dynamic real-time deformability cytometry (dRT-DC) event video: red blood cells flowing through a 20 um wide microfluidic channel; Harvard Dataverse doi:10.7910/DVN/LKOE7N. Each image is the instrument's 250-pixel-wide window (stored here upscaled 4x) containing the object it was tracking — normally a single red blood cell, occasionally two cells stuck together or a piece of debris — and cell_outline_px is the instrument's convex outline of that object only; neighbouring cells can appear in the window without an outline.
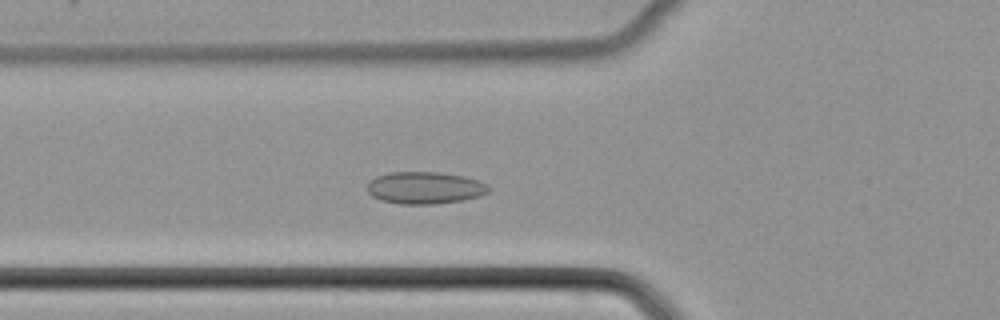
{"species": "common noctule bat (a hibernating species)", "species_latin": "Nyctalus noctula", "temperature_condition": "cold", "stored_images_in_passage": 47, "camera_frame_rate_fps": 3000, "um_per_image_px": 0.085, "animal": {"sex": "female", "body_mass_g": 22.7, "forearm_length_mm": 54.2}, "frame": {"image": 1, "passage_image": 15, "time_ms": 4.667, "image_size_px": [1000, 320], "cell_outline_px": [[488, 192], [480, 196], [460, 200], [436, 204], [400, 204], [380, 200], [372, 196], [368, 192], [368, 184], [376, 176], [388, 172], [440, 172], [464, 176], [488, 184]], "centroid_in_image_um": [36.1, 15.96], "position_along_channel_um": 89.7, "area_um2": 22.66}}
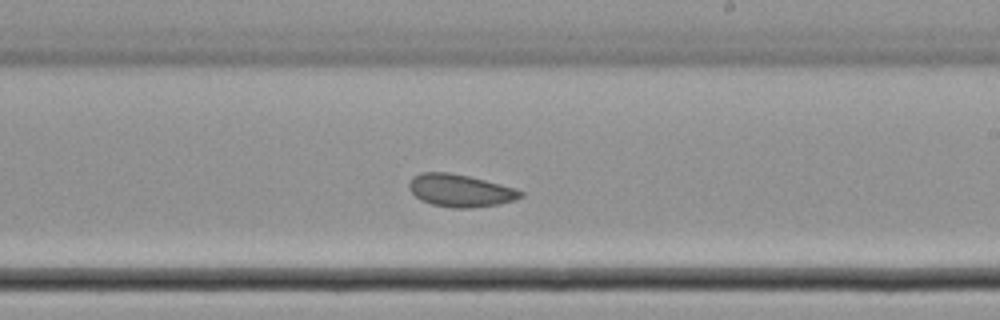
{"frame": {"image": 2, "passage_image": 27, "time_ms": 8.667, "image_size_px": [1000, 320], "cell_outline_px": [[524, 196], [512, 200], [496, 204], [468, 208], [452, 208], [432, 204], [420, 200], [408, 188], [408, 184], [412, 176], [420, 172], [448, 172], [468, 176], [516, 188], [524, 192]], "centroid_in_image_um": [39.08, 16.18], "position_along_channel_um": 249.9, "area_um2": 21.04}}
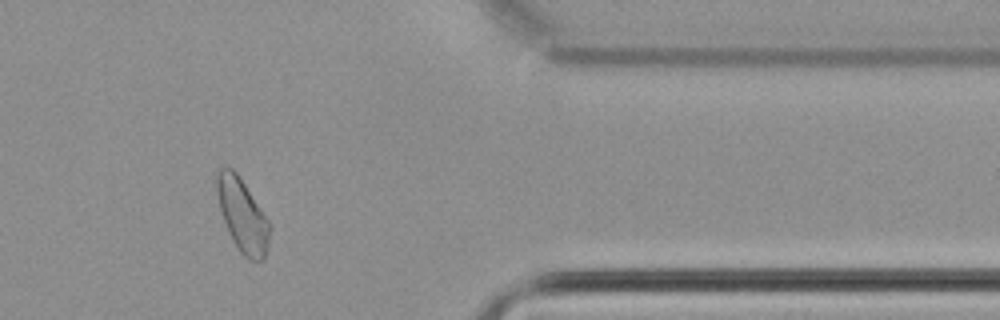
{"frame": {"image": 3, "passage_image": 39, "time_ms": 12.667, "image_size_px": [1000, 320], "cell_outline_px": [[272, 224], [268, 248], [264, 260], [252, 260], [244, 256], [240, 252], [232, 240], [228, 232], [220, 208], [216, 192], [216, 176], [220, 168], [232, 168], [236, 172]], "centroid_in_image_um": [20.63, 18.33], "position_along_channel_um": 390.8, "area_um2": 22.54}}